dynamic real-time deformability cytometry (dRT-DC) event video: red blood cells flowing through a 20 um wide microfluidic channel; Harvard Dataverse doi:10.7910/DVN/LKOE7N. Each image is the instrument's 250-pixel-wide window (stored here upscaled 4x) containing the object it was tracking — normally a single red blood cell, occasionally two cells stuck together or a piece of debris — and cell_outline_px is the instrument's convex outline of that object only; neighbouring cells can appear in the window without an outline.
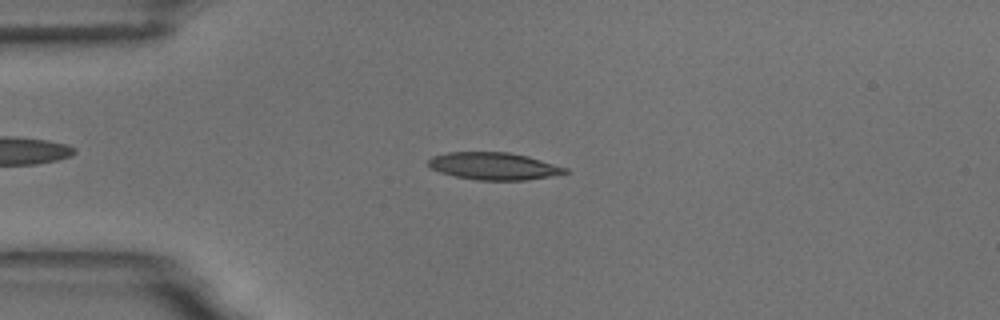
{"species": "common noctule bat (a hibernating species)", "species_latin": "Nyctalus noctula", "temperature_condition": "room temperature", "stored_images_in_passage": 43, "camera_frame_rate_fps": 3000, "um_per_image_px": 0.085, "animal": {"sex": "male", "body_mass_g": 18.8}, "frame": {"image": 1, "passage_image": 1, "time_ms": 0.0, "image_size_px": [1000, 320], "cell_outline_px": [[568, 172], [548, 176], [524, 180], [476, 180], [456, 176], [440, 172], [432, 168], [428, 164], [428, 160], [432, 156], [448, 152], [508, 152], [528, 156], [568, 168]], "centroid_in_image_um": [41.95, 14.11], "position_along_channel_um": 43.0, "area_um2": 21.56}}
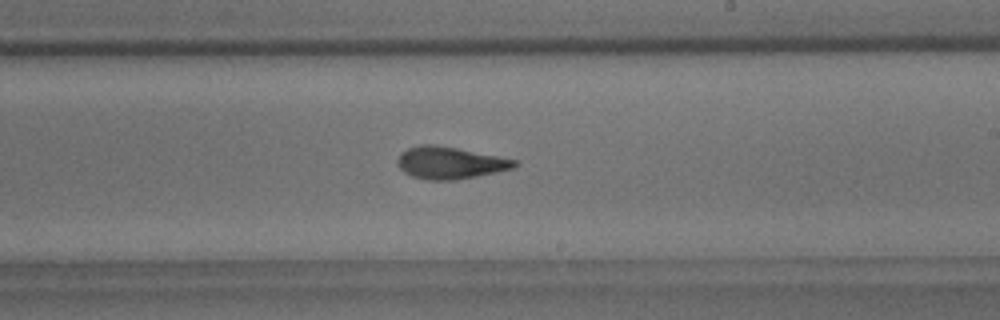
{"frame": {"image": 2, "passage_image": 20, "time_ms": 6.333, "image_size_px": [1000, 320], "cell_outline_px": [[520, 164], [516, 168], [476, 176], [452, 180], [428, 180], [412, 176], [404, 172], [400, 168], [396, 160], [400, 152], [408, 148], [420, 144], [432, 144], [456, 148], [520, 160]], "centroid_in_image_um": [38.28, 13.83], "position_along_channel_um": 250.7, "area_um2": 22.02}}
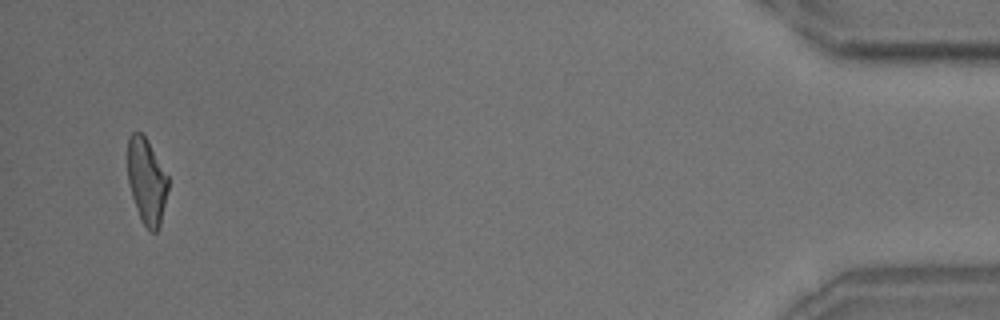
{"frame": {"image": 3, "passage_image": 41, "time_ms": 13.333, "image_size_px": [1000, 320], "cell_outline_px": [[168, 192], [160, 224], [156, 232], [152, 232], [144, 224], [136, 208], [132, 196], [128, 180], [128, 136], [132, 132], [140, 132], [148, 140], [168, 176]], "centroid_in_image_um": [12.47, 15.36], "position_along_channel_um": 422.7, "area_um2": 20.06}, "authors_computed_cell_mechanics": {"area_um2": 21.5594, "velocity_mm_per_s": 3.6109, "shape_relaxation_time_tau1_ms": 9.9684, "shape_relaxation_time_tau2_ms": 2.5407, "deformation_change_tau1": 0.2438, "deformation_change_tau2": 0.1122}}